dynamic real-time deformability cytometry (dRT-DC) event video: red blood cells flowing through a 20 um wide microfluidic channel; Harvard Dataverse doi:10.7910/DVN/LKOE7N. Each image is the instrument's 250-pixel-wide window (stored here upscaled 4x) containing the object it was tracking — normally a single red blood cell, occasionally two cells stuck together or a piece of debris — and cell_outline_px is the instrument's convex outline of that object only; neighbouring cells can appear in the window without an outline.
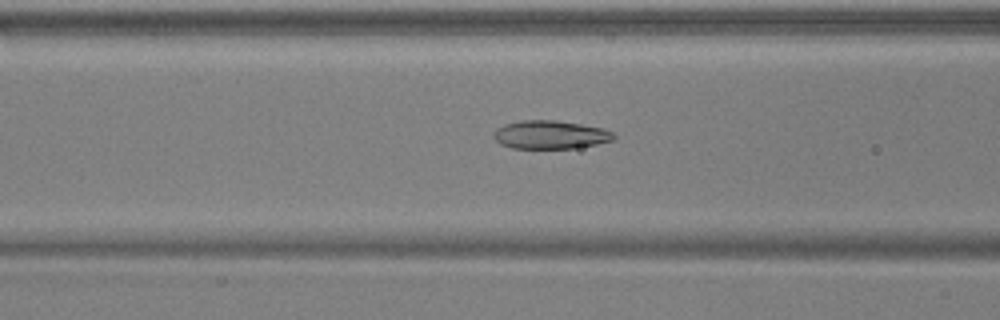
{"species": "common noctule bat (a hibernating species)", "species_latin": "Nyctalus noctula", "temperature_condition": "warm", "stored_images_in_passage": 46, "camera_frame_rate_fps": 3000, "um_per_image_px": 0.085, "animal": {"sex": "male", "body_mass_g": 17.9, "forearm_length_mm": 54.2}, "frame": {"image": 1, "passage_image": 13, "time_ms": 4.0, "image_size_px": [1000, 320], "cell_outline_px": [[616, 136], [612, 140], [596, 144], [572, 148], [512, 148], [500, 144], [492, 136], [496, 128], [504, 124], [520, 120], [556, 120], [604, 128], [612, 132]], "centroid_in_image_um": [46.74, 11.44], "position_along_channel_um": 119.9, "area_um2": 19.83}}
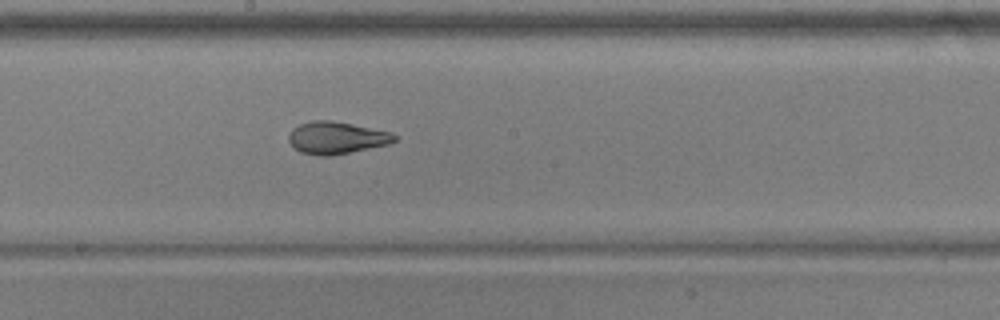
{"frame": {"image": 2, "passage_image": 21, "time_ms": 6.667, "image_size_px": [1000, 320], "cell_outline_px": [[396, 140], [388, 144], [328, 156], [320, 156], [300, 152], [288, 140], [288, 136], [292, 128], [300, 124], [312, 120], [332, 120], [392, 132], [396, 136]], "centroid_in_image_um": [28.58, 11.7], "position_along_channel_um": 219.6, "area_um2": 19.65}}
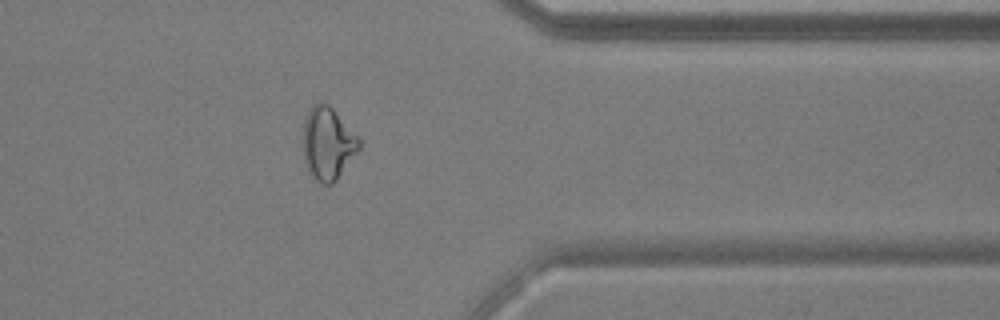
{"frame": {"image": 3, "passage_image": 35, "time_ms": 11.333, "image_size_px": [1000, 320], "cell_outline_px": [[360, 148], [336, 180], [332, 184], [324, 184], [316, 180], [308, 172], [304, 160], [304, 120], [312, 104], [316, 100], [320, 100], [328, 104], [360, 136]], "centroid_in_image_um": [27.87, 12.16], "position_along_channel_um": 383.5, "area_um2": 23.87}, "authors_computed_cell_mechanics": {"area_um2": 20.519, "velocity_mm_per_s": 3.7393, "shape_relaxation_time_tau1_ms": 6.339, "shape_relaxation_time_tau2_ms": 1.4355, "deformation_change_tau1": 0.1817, "deformation_change_tau2": 0.0751}}